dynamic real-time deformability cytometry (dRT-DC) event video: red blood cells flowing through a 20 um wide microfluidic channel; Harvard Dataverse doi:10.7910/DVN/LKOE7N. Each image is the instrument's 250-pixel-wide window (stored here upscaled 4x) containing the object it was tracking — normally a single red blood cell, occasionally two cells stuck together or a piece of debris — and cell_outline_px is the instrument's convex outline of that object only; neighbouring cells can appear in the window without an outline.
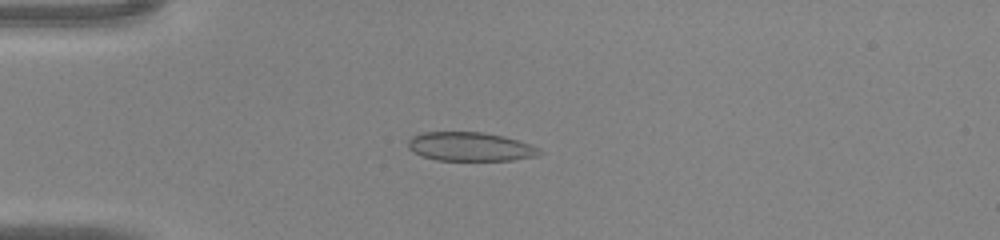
{"species": "common noctule bat (a hibernating species)", "species_latin": "Nyctalus noctula", "temperature_condition": "warm", "stored_images_in_passage": 38, "camera_frame_rate_fps": 3000, "um_per_image_px": 0.085, "animal": {"sex": "male", "body_mass_g": 20.0, "forearm_length_mm": 53.3}, "frame": {"image": 1, "passage_image": 6, "time_ms": 1.667, "image_size_px": [1000, 240], "cell_outline_px": [[516, 156], [500, 160], [444, 160], [428, 156], [420, 152], [420, 136], [432, 132], [472, 132], [496, 136], [512, 140]], "centroid_in_image_um": [39.62, 12.45], "position_along_channel_um": 45.4, "area_um2": 16.94}}
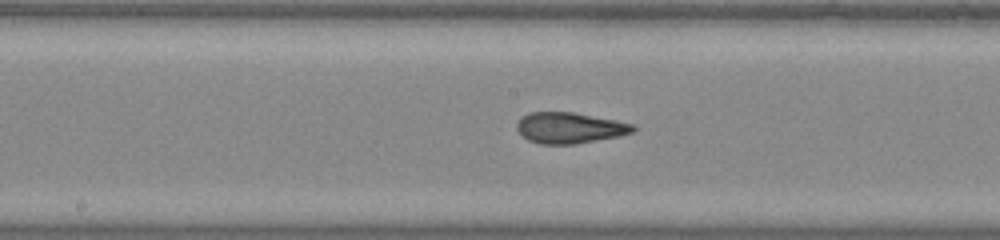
{"frame": {"image": 2, "passage_image": 18, "time_ms": 5.667, "image_size_px": [1000, 240], "cell_outline_px": [[632, 128], [628, 132], [612, 136], [564, 144], [552, 144], [532, 140], [524, 136], [520, 132], [520, 120], [524, 116], [536, 112], [564, 112], [624, 124]], "centroid_in_image_um": [48.24, 10.86], "position_along_channel_um": 200.0, "area_um2": 18.26}}
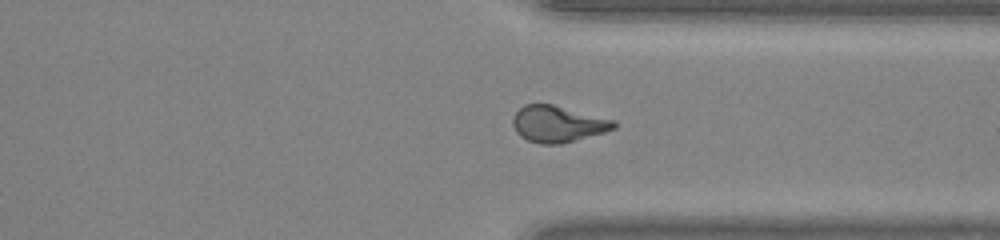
{"frame": {"image": 3, "passage_image": 29, "time_ms": 9.333, "image_size_px": [1000, 240], "cell_outline_px": [[616, 124], [612, 128], [600, 132], [568, 140], [532, 140], [524, 136], [516, 128], [516, 112], [520, 108], [528, 104], [548, 104]], "centroid_in_image_um": [47.3, 10.47], "position_along_channel_um": 364.1, "area_um2": 18.03}}